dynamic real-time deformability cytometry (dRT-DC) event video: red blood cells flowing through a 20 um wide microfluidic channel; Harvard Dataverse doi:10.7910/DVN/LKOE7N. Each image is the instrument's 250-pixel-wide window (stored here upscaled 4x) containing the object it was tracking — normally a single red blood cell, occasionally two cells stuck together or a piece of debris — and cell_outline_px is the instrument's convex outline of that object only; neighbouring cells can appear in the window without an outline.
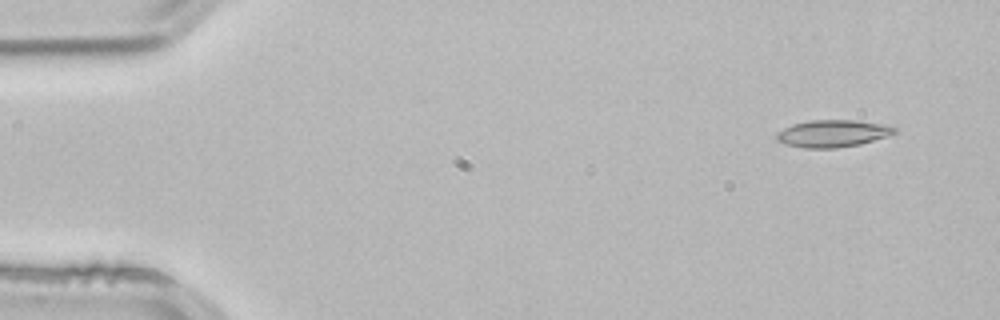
{"species": "common noctule bat (a hibernating species)", "species_latin": "Nyctalus noctula", "temperature_condition": "room temperature", "stored_images_in_passage": 3, "camera_frame_rate_fps": 3000, "um_per_image_px": 0.085, "animal": {"sex": "male", "body_mass_g": 21.5, "forearm_length_mm": 52.0}, "frame": {"image": 1, "passage_image": 1, "time_ms": 0.0, "image_size_px": [1000, 320], "cell_outline_px": [[896, 132], [860, 144], [836, 148], [804, 148], [784, 144], [776, 140], [776, 132], [792, 124], [808, 120], [856, 120], [880, 124], [896, 128]], "centroid_in_image_um": [70.68, 11.34], "position_along_channel_um": 14.3, "area_um2": 18.5}}